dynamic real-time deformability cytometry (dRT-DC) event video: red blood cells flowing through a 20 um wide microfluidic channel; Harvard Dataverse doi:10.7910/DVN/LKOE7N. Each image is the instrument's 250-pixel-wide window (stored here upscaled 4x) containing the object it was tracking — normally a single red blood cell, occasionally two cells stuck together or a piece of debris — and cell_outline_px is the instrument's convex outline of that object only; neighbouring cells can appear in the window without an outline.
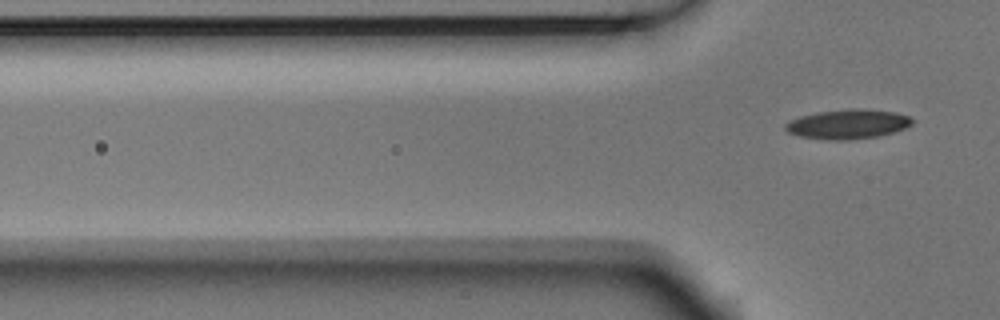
{"species": "Egyptian fruit bat (a non-hibernating species)", "species_latin": "Rousettus aegyptiacus", "temperature_condition": "room temperature", "stored_images_in_passage": 5, "camera_frame_rate_fps": 3000, "um_per_image_px": 0.085, "animal": {"sex": "male"}, "frame": {"image": 1, "passage_image": 5, "time_ms": 1.333, "image_size_px": [1000, 320], "cell_outline_px": [[912, 124], [904, 128], [892, 132], [876, 136], [848, 140], [828, 140], [800, 136], [788, 132], [784, 128], [784, 124], [788, 120], [800, 116], [816, 112], [848, 108], [860, 108], [896, 112], [908, 116], [912, 120]], "centroid_in_image_um": [72.01, 10.54], "position_along_channel_um": 53.8, "area_um2": 21.85}}